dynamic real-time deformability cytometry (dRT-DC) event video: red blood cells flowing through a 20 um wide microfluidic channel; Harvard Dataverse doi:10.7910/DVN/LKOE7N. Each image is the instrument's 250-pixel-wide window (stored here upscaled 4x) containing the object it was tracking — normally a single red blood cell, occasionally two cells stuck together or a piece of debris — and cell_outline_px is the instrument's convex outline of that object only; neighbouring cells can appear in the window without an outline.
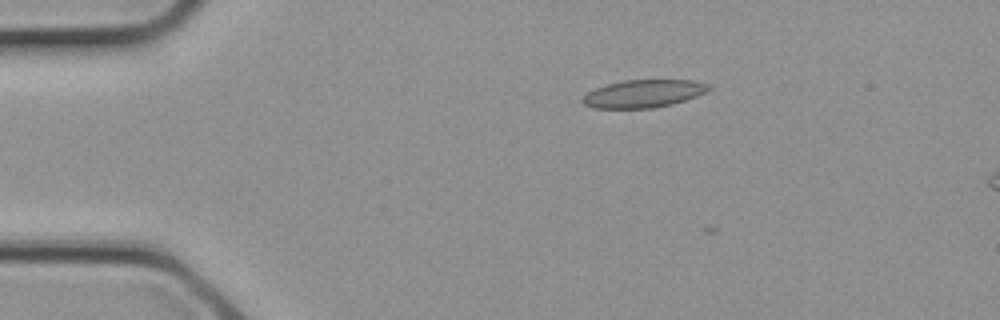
{"species": "common noctule bat (a hibernating species)", "species_latin": "Nyctalus noctula", "temperature_condition": "cold", "stored_images_in_passage": 3, "camera_frame_rate_fps": 3000, "um_per_image_px": 0.085, "animal": {"sex": "female", "body_mass_g": 21.9}, "frame": {"image": 1, "passage_image": 1, "time_ms": 0.0, "image_size_px": [1000, 320], "cell_outline_px": [[712, 88], [696, 96], [672, 104], [656, 108], [592, 108], [584, 104], [580, 100], [588, 92], [596, 88], [608, 84], [624, 80], [692, 80], [708, 84]], "centroid_in_image_um": [54.68, 7.96], "position_along_channel_um": 30.3, "area_um2": 20.29}}